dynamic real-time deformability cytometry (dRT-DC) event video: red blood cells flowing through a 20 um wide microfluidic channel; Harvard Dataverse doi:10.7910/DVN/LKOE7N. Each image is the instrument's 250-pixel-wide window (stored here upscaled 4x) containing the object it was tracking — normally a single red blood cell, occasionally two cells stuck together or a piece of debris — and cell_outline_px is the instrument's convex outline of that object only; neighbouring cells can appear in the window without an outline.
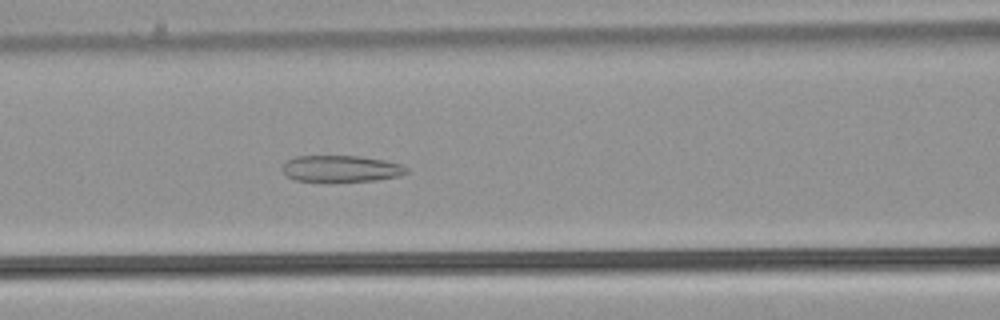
{"species": "common noctule bat (a hibernating species)", "species_latin": "Nyctalus noctula", "temperature_condition": "warm", "stored_images_in_passage": 43, "camera_frame_rate_fps": 3000, "um_per_image_px": 0.085, "animal": {"sex": "male", "body_mass_g": 21.5, "forearm_length_mm": 52.0}, "frame": {"image": 1, "passage_image": 18, "time_ms": 5.667, "image_size_px": [1000, 320], "cell_outline_px": [[408, 172], [400, 176], [376, 180], [332, 184], [296, 180], [284, 176], [284, 164], [288, 160], [296, 156], [356, 156], [384, 160], [400, 164], [408, 168]], "centroid_in_image_um": [28.98, 14.38], "position_along_channel_um": 137.6, "area_um2": 19.83}}
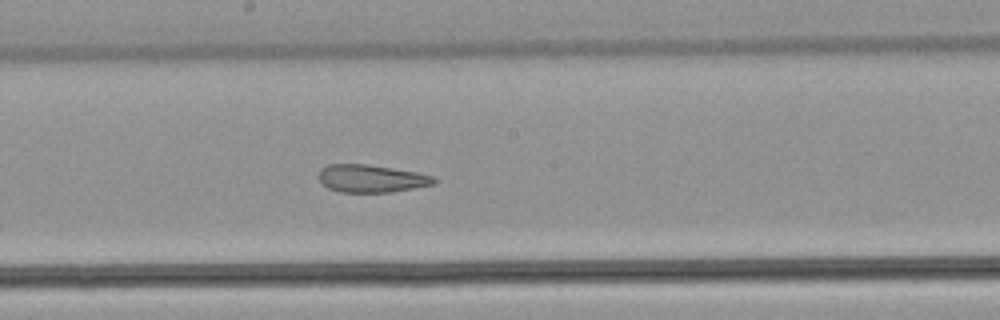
{"frame": {"image": 2, "passage_image": 24, "time_ms": 7.667, "image_size_px": [1000, 320], "cell_outline_px": [[436, 180], [432, 184], [412, 188], [388, 192], [340, 192], [328, 188], [320, 180], [320, 168], [328, 164], [368, 164], [416, 172], [432, 176]], "centroid_in_image_um": [31.52, 15.16], "position_along_channel_um": 216.7, "area_um2": 18.26}}
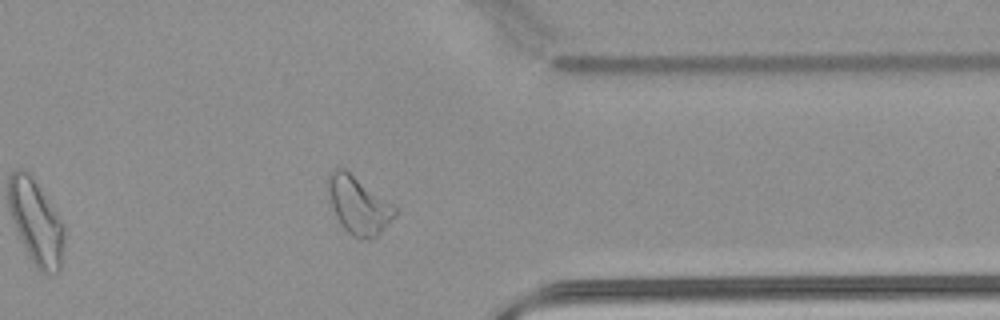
{"frame": {"image": 3, "passage_image": 37, "time_ms": 12.0, "image_size_px": [1000, 320], "cell_outline_px": [[396, 212], [380, 232], [372, 240], [360, 240], [352, 236], [340, 224], [336, 216], [328, 192], [328, 176], [336, 168], [344, 168], [392, 204], [396, 208]], "centroid_in_image_um": [30.45, 17.47], "position_along_channel_um": 381.0, "area_um2": 21.85}, "authors_computed_cell_mechanics": {"area_um2": 22.0218, "velocity_mm_per_s": 3.9651, "shape_relaxation_time_tau1_ms": null, "shape_relaxation_time_tau2_ms": 2.9641, "deformation_change_tau1": null, "deformation_change_tau2": 0.1131}}